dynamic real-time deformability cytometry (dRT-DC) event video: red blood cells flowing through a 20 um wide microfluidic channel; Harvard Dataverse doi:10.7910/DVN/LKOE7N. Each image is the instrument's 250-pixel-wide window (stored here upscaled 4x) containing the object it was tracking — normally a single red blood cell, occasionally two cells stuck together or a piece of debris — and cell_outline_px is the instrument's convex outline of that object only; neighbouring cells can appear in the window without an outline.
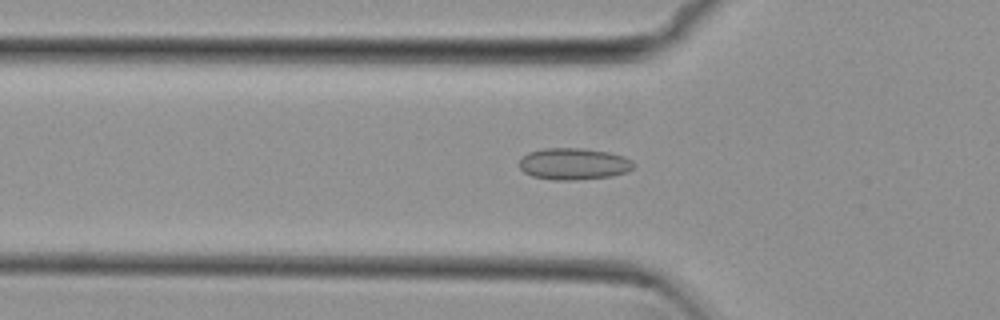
{"species": "common noctule bat (a hibernating species)", "species_latin": "Nyctalus noctula", "temperature_condition": "cold", "stored_images_in_passage": 19, "camera_frame_rate_fps": 3000, "um_per_image_px": 0.085, "animal": {"sex": "female", "body_mass_g": 29.2, "forearm_length_mm": 56.3}, "frame": {"image": 1, "passage_image": 4, "time_ms": 1.0, "image_size_px": [1000, 320], "cell_outline_px": [[632, 168], [628, 172], [612, 176], [576, 180], [552, 180], [532, 176], [524, 172], [520, 168], [520, 160], [528, 152], [544, 148], [584, 148], [608, 152], [624, 156], [632, 160]], "centroid_in_image_um": [48.76, 13.93], "position_along_channel_um": 77.0, "area_um2": 21.15}}
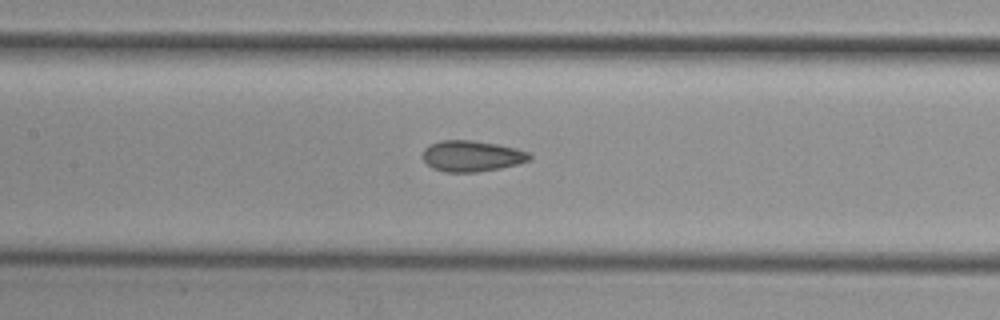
{"frame": {"image": 2, "passage_image": 11, "time_ms": 3.333, "image_size_px": [1000, 320], "cell_outline_px": [[532, 156], [528, 160], [516, 164], [500, 168], [476, 172], [444, 172], [432, 168], [424, 160], [424, 148], [428, 144], [440, 140], [472, 140], [496, 144], [516, 148], [528, 152]], "centroid_in_image_um": [40.07, 13.26], "position_along_channel_um": 167.3, "area_um2": 19.19}}
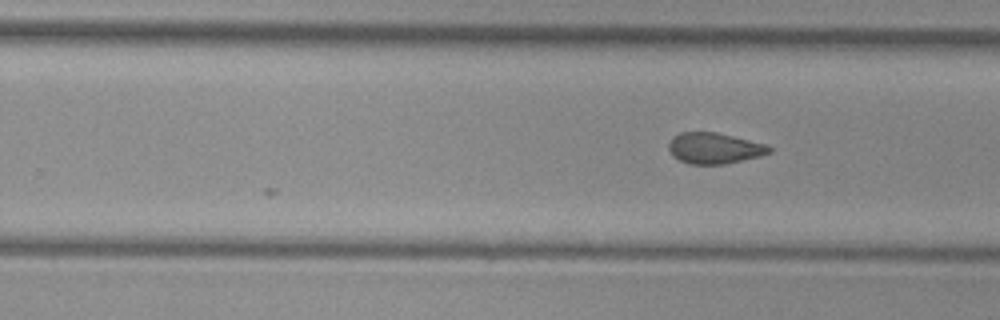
{"frame": {"image": 3, "passage_image": 19, "time_ms": 6.0, "image_size_px": [1000, 320], "cell_outline_px": [[772, 152], [760, 156], [724, 164], [688, 164], [672, 156], [668, 148], [668, 144], [672, 136], [680, 132], [716, 132], [768, 144], [772, 148]], "centroid_in_image_um": [60.71, 12.59], "position_along_channel_um": 269.1, "area_um2": 18.32}}